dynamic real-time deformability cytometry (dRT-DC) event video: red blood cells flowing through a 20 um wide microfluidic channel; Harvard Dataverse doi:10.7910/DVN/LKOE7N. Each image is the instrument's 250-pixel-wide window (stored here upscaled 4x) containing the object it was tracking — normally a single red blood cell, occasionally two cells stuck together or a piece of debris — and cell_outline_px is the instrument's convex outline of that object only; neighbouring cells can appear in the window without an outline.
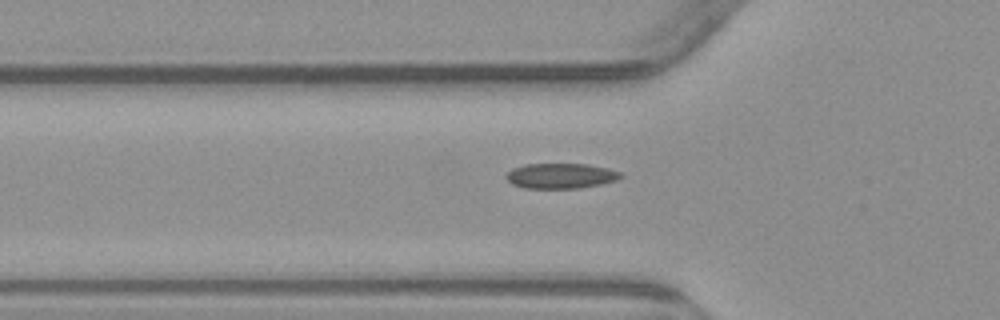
{"species": "common noctule bat (a hibernating species)", "species_latin": "Nyctalus noctula", "temperature_condition": "warm", "stored_images_in_passage": 4, "camera_frame_rate_fps": 3000, "um_per_image_px": 0.085, "animal": {"sex": "male", "body_mass_g": 23.1, "forearm_length_mm": 52.7}, "frame": {"image": 1, "passage_image": 3, "time_ms": 3.333, "image_size_px": [1000, 320], "cell_outline_px": [[624, 176], [616, 180], [600, 184], [580, 188], [524, 188], [512, 184], [504, 176], [512, 168], [524, 164], [588, 164], [608, 168], [620, 172]], "centroid_in_image_um": [47.65, 14.94], "position_along_channel_um": 78.1, "area_um2": 16.88}}
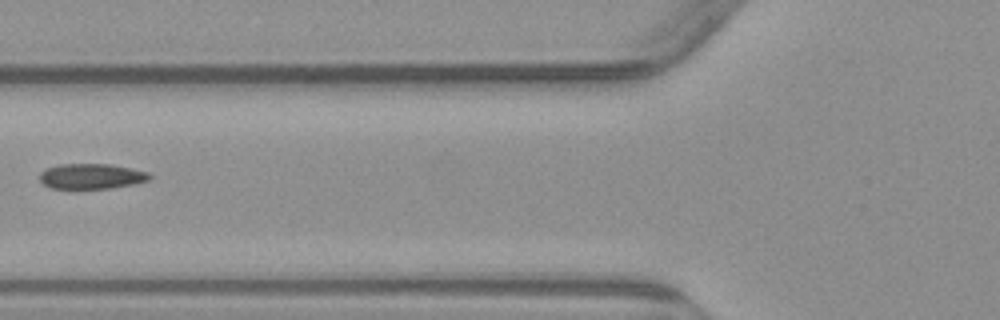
{"frame": {"image": 2, "passage_image": 4, "time_ms": 4.333, "image_size_px": [1000, 320], "cell_outline_px": [[152, 176], [148, 180], [136, 184], [112, 188], [48, 188], [40, 180], [40, 172], [48, 168], [60, 164], [108, 164], [148, 172]], "centroid_in_image_um": [7.77, 14.99], "position_along_channel_um": 118.0, "area_um2": 16.07}}